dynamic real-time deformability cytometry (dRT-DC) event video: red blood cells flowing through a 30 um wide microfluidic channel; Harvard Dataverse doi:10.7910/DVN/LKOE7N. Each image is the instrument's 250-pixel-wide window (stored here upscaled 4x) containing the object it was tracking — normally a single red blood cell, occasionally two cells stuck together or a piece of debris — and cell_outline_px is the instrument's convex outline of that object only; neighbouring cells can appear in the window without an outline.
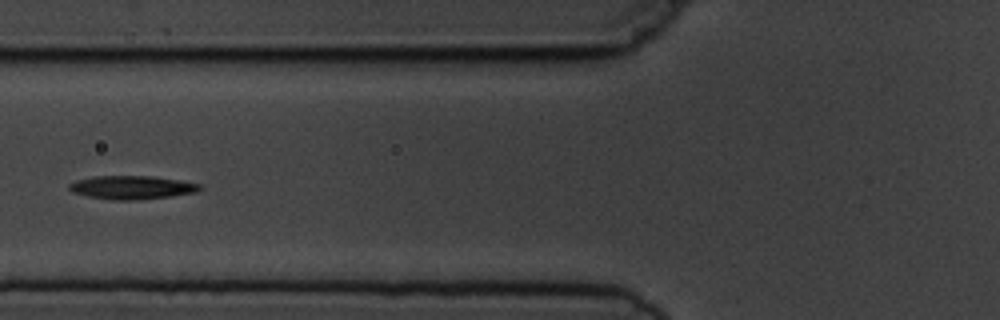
{"species": "common noctule bat (a hibernating species)", "species_latin": "Nyctalus noctula", "temperature_condition": "cold", "stored_images_in_passage": 5, "camera_frame_rate_fps": 3000, "um_per_image_px": 0.085, "animal": {"sex": "male", "body_mass_g": 19.5, "forearm_length_mm": 54.6}, "frame": {"image": 1, "passage_image": 5, "time_ms": 4.667, "image_size_px": [1000, 320], "cell_outline_px": [[204, 188], [196, 192], [172, 196], [136, 200], [112, 200], [88, 196], [72, 192], [68, 188], [68, 184], [76, 180], [92, 176], [152, 176], [180, 180], [200, 184]], "centroid_in_image_um": [11.21, 15.93], "position_along_channel_um": 114.6, "area_um2": 17.98}}